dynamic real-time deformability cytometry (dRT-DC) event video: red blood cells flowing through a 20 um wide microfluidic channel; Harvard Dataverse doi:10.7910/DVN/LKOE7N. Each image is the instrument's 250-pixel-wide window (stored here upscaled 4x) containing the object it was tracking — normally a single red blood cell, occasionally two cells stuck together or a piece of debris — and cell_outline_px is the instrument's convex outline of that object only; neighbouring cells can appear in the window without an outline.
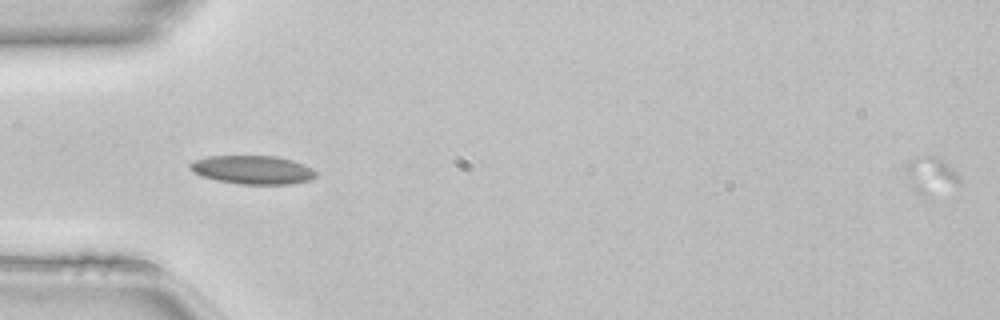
{"species": "common noctule bat (a hibernating species)", "species_latin": "Nyctalus noctula", "temperature_condition": "room temperature", "stored_images_in_passage": 2, "segment_of_instrument_passage": [2, 2], "camera_frame_rate_fps": 3000, "um_per_image_px": 0.085, "animal": {"sex": "female", "body_mass_g": 22.7, "forearm_length_mm": 54.2}, "frame": {"image": 1, "passage_image": 2, "time_ms": 0.333, "image_size_px": [1000, 320], "cell_outline_px": [[960, 184], [920, 196], [908, 184], [904, 168], [908, 160], [920, 156], [940, 156], [960, 176]], "centroid_in_image_um": [79.06, 14.85], "position_along_channel_um": 5.9, "area_um2": 11.5}}